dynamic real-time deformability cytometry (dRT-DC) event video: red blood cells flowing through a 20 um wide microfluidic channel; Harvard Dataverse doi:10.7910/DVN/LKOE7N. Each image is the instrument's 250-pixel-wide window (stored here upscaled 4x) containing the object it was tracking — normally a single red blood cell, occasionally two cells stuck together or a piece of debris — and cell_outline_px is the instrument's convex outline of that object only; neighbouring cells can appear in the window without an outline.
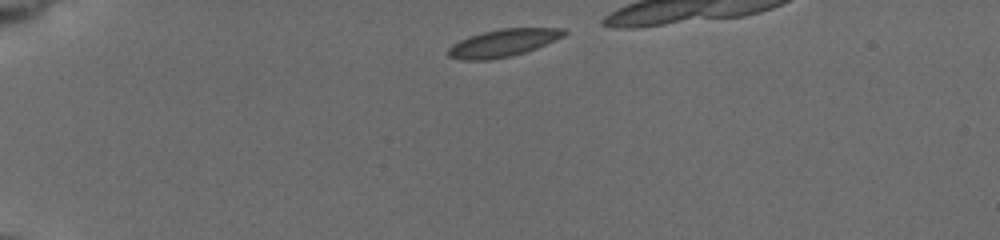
{"species": "common noctule bat (a hibernating species)", "species_latin": "Nyctalus noctula", "temperature_condition": "cold", "stored_images_in_passage": 7, "segment_of_instrument_passage": [1, 2], "camera_frame_rate_fps": 3000, "um_per_image_px": 0.085, "animal": {"sex": "female", "body_mass_g": 19.5, "forearm_length_mm": 54.1}, "frame": {"image": 1, "passage_image": 1, "time_ms": 0.0, "image_size_px": [1000, 240], "cell_outline_px": [[568, 32], [536, 48], [524, 52], [508, 56], [488, 60], [464, 60], [448, 56], [448, 48], [460, 40], [484, 32], [504, 28], [560, 28]], "centroid_in_image_um": [42.72, 3.65], "position_along_channel_um": 42.3, "area_um2": 17.86}}
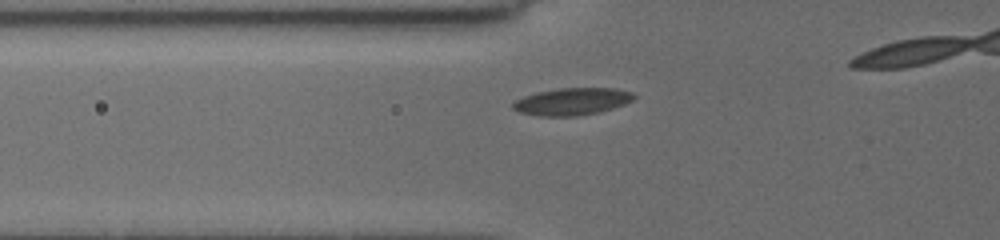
{"frame": {"image": 2, "passage_image": 4, "time_ms": 2.333, "image_size_px": [1000, 240], "cell_outline_px": [[636, 96], [632, 100], [624, 104], [612, 108], [596, 112], [576, 116], [540, 116], [520, 112], [512, 108], [512, 104], [516, 100], [524, 96], [536, 92], [560, 88], [616, 88], [632, 92]], "centroid_in_image_um": [48.62, 8.62], "position_along_channel_um": 77.2, "area_um2": 19.02}}
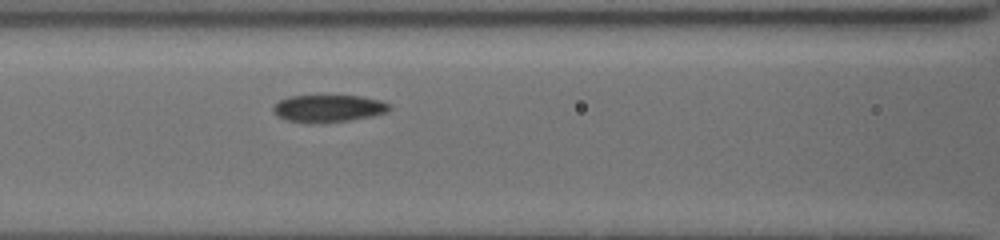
{"frame": {"image": 3, "passage_image": 6, "time_ms": 4.0, "image_size_px": [1000, 240], "cell_outline_px": [[388, 108], [384, 112], [368, 116], [348, 120], [324, 124], [304, 124], [288, 120], [280, 116], [272, 108], [280, 100], [288, 96], [360, 96], [376, 100], [388, 104]], "centroid_in_image_um": [27.82, 9.23], "position_along_channel_um": 138.8, "area_um2": 18.09}}